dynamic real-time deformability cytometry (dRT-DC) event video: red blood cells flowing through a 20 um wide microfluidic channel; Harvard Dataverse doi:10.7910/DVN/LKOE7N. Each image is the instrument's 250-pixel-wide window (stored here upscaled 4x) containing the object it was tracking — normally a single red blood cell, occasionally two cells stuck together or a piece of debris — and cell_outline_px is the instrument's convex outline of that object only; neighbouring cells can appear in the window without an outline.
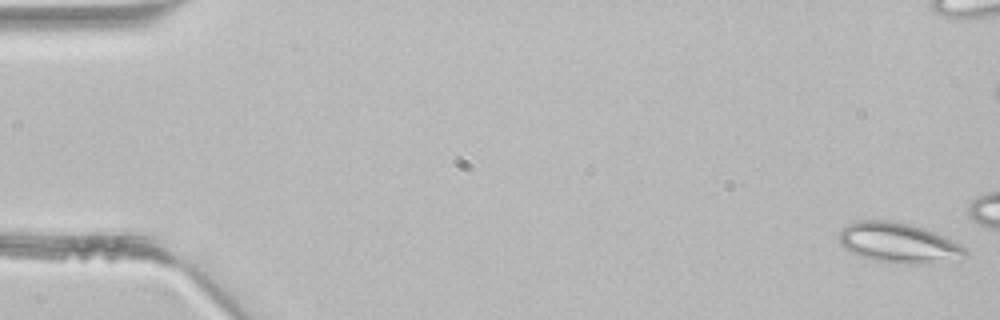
{"species": "common noctule bat (a hibernating species)", "species_latin": "Nyctalus noctula", "temperature_condition": "room temperature", "stored_images_in_passage": 4, "camera_frame_rate_fps": 3000, "um_per_image_px": 0.085, "animal": {"sex": "male", "body_mass_g": 21.5, "forearm_length_mm": 52.0}, "frame": {"image": 1, "passage_image": 1, "time_ms": 0.0, "image_size_px": [1000, 320], "cell_outline_px": [[968, 256], [908, 264], [900, 264], [872, 260], [860, 256], [844, 248], [840, 244], [840, 228], [848, 224], [860, 220], [888, 220], [908, 224], [924, 228], [944, 236], [968, 248]], "centroid_in_image_um": [76.33, 20.62], "position_along_channel_um": 8.7, "area_um2": 29.07}}